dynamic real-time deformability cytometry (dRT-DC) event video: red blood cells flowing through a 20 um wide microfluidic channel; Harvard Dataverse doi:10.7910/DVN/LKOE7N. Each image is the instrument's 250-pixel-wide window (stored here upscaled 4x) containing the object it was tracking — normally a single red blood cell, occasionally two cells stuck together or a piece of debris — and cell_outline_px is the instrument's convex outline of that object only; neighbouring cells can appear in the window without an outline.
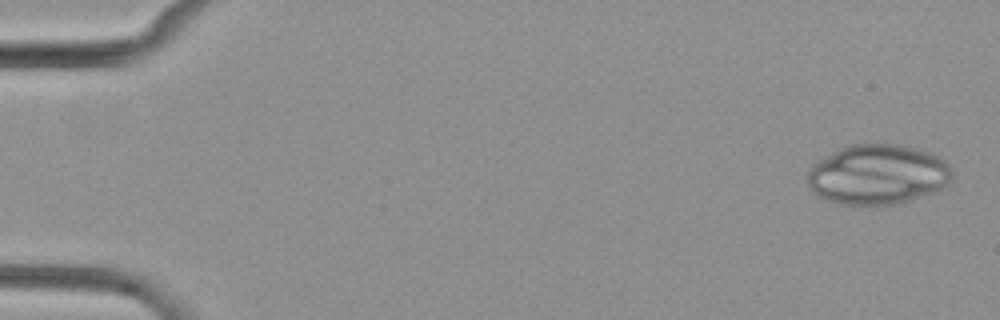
{"species": "common noctule bat (a hibernating species)", "species_latin": "Nyctalus noctula", "temperature_condition": "cold", "stored_images_in_passage": 5, "camera_frame_rate_fps": 3000, "um_per_image_px": 0.085, "animal": {"sex": "female", "body_mass_g": 29.2, "forearm_length_mm": 56.3}, "frame": {"image": 1, "passage_image": 5, "time_ms": 4.667, "image_size_px": [1000, 320], "cell_outline_px": [[952, 172], [948, 180], [944, 184], [932, 192], [896, 204], [840, 204], [828, 200], [820, 196], [808, 184], [808, 172], [812, 164], [840, 148], [852, 144], [900, 144], [928, 152], [944, 160], [948, 164]], "centroid_in_image_um": [74.57, 14.81], "position_along_channel_um": 10.4, "area_um2": 49.59}}